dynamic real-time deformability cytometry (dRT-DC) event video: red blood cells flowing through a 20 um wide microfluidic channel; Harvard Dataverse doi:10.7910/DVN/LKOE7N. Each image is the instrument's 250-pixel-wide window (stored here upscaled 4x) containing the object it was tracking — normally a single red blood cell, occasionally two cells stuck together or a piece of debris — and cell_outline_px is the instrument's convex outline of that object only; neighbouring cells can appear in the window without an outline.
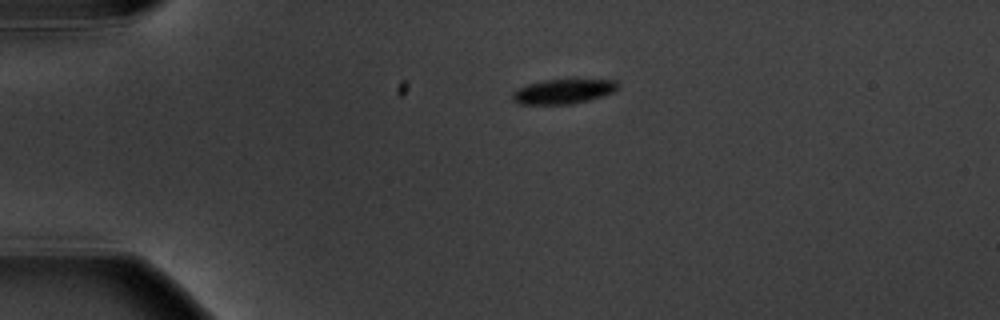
{"species": "common noctule bat (a hibernating species)", "species_latin": "Nyctalus noctula", "temperature_condition": "warm", "stored_images_in_passage": 3, "camera_frame_rate_fps": 3000, "um_per_image_px": 0.085, "animal": {"sex": "male", "body_mass_g": 20.1, "forearm_length_mm": 53.5}, "frame": {"image": 1, "passage_image": 1, "time_ms": 0.0, "image_size_px": [1000, 320], "cell_outline_px": [[620, 84], [612, 92], [588, 100], [568, 104], [520, 104], [512, 100], [512, 92], [528, 84], [544, 80], [616, 80]], "centroid_in_image_um": [47.84, 7.77], "position_along_channel_um": 37.2, "area_um2": 14.8}}